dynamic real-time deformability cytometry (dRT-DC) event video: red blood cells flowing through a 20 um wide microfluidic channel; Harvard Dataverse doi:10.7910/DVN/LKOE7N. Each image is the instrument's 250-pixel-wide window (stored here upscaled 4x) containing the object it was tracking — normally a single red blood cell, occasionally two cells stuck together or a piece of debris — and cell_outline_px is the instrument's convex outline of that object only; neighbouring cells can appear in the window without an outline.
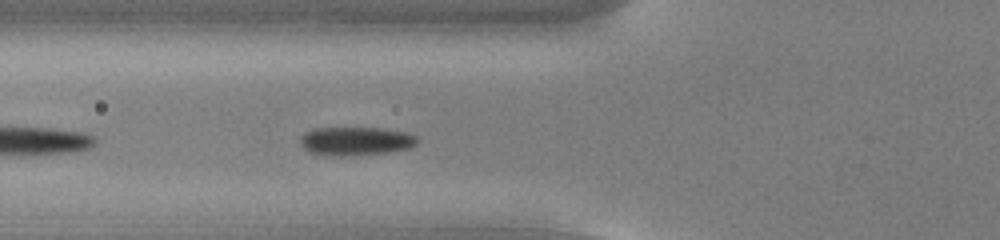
{"species": "common noctule bat (a hibernating species)", "species_latin": "Nyctalus noctula", "temperature_condition": "cold", "stored_images_in_passage": 22, "camera_frame_rate_fps": 3000, "um_per_image_px": 0.085, "animal": {"sex": "male", "body_mass_g": 13.0, "forearm_length_mm": 53.1}, "frame": {"image": 1, "passage_image": 5, "time_ms": 1.333, "image_size_px": [1000, 240], "cell_outline_px": [[420, 140], [412, 148], [388, 152], [344, 156], [324, 156], [308, 152], [300, 144], [300, 136], [304, 132], [312, 128], [380, 128], [408, 132], [416, 136]], "centroid_in_image_um": [30.22, 12.0], "position_along_channel_um": 95.6, "area_um2": 19.88}}
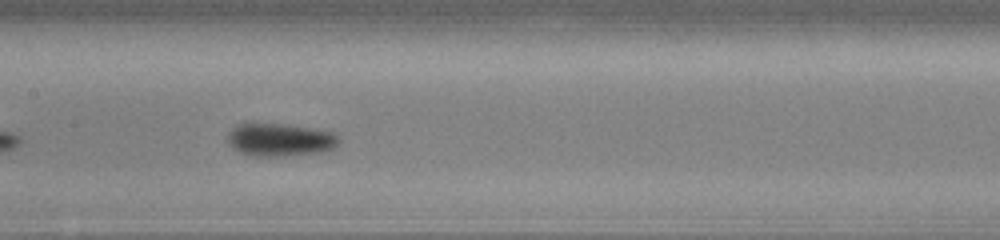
{"frame": {"image": 2, "passage_image": 12, "time_ms": 3.667, "image_size_px": [1000, 240], "cell_outline_px": [[340, 140], [332, 148], [320, 152], [276, 156], [248, 156], [232, 148], [228, 144], [228, 132], [236, 124], [244, 120], [248, 120], [284, 124], [332, 132], [340, 136]], "centroid_in_image_um": [23.68, 11.83], "position_along_channel_um": 183.7, "area_um2": 21.85}}
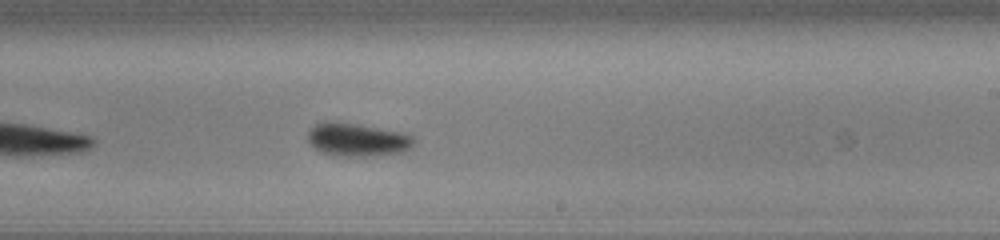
{"frame": {"image": 3, "passage_image": 18, "time_ms": 5.667, "image_size_px": [1000, 240], "cell_outline_px": [[416, 140], [404, 152], [368, 156], [336, 156], [320, 152], [308, 140], [308, 132], [316, 124], [324, 120], [328, 120], [356, 124], [404, 132], [412, 136]], "centroid_in_image_um": [30.36, 11.86], "position_along_channel_um": 258.6, "area_um2": 20.52}}